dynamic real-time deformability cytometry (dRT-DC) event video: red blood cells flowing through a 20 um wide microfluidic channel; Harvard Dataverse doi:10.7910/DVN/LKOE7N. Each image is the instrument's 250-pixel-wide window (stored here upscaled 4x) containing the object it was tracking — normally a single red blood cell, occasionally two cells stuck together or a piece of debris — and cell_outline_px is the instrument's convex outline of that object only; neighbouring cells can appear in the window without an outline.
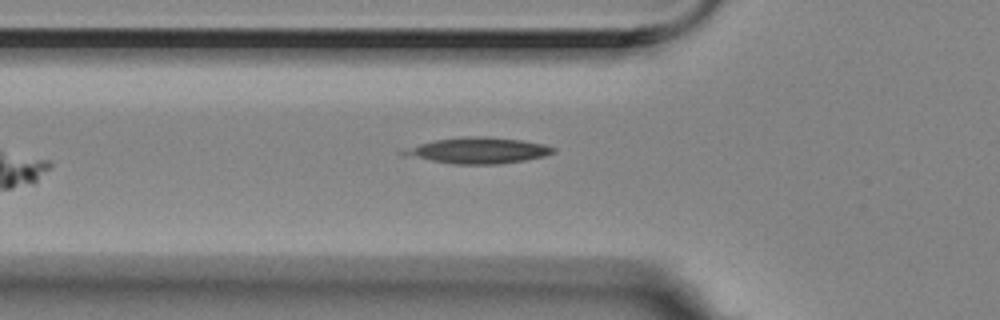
{"species": "Egyptian fruit bat (a non-hibernating species)", "species_latin": "Rousettus aegyptiacus", "temperature_condition": "room temperature", "stored_images_in_passage": 5, "camera_frame_rate_fps": 3000, "um_per_image_px": 0.085, "animal": {"sex": "female"}, "frame": {"image": 1, "passage_image": 5, "time_ms": 1.333, "image_size_px": [1000, 320], "cell_outline_px": [[556, 152], [544, 156], [524, 160], [500, 164], [456, 164], [400, 156], [396, 152], [400, 148], [432, 140], [464, 136], [488, 136], [520, 140], [544, 144], [556, 148]], "centroid_in_image_um": [40.49, 12.78], "position_along_channel_um": 85.3, "area_um2": 23.29}}